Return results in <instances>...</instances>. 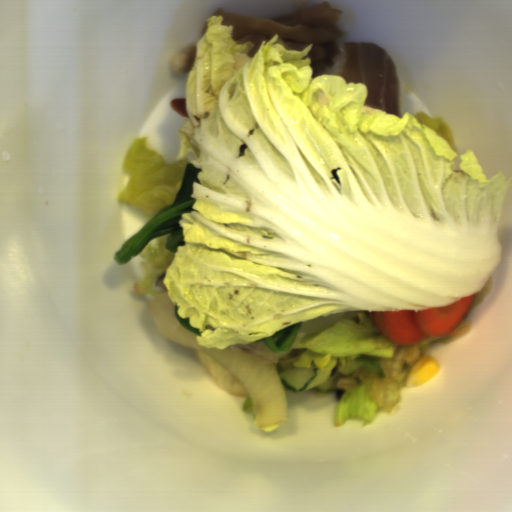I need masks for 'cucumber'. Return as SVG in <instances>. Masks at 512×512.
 I'll return each mask as SVG.
<instances>
[{
  "label": "cucumber",
  "instance_id": "cucumber-1",
  "mask_svg": "<svg viewBox=\"0 0 512 512\" xmlns=\"http://www.w3.org/2000/svg\"><path fill=\"white\" fill-rule=\"evenodd\" d=\"M284 388L292 394H304L318 390L321 394L336 392L338 382L357 369H369L377 378H384L382 365L374 360H356L346 364L341 370L321 369L318 366L307 368H286L275 366Z\"/></svg>",
  "mask_w": 512,
  "mask_h": 512
}]
</instances>
